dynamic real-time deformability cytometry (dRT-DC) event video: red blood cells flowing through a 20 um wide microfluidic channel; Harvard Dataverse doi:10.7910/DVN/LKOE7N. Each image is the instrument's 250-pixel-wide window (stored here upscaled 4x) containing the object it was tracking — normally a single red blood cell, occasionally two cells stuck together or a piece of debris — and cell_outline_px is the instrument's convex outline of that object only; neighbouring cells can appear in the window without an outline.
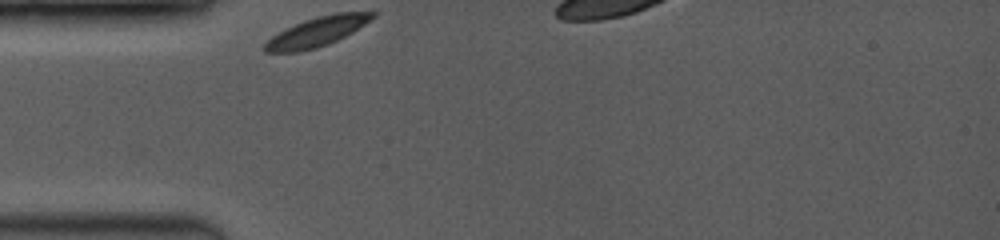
{"species": "common noctule bat (a hibernating species)", "species_latin": "Nyctalus noctula", "temperature_condition": "room temperature", "stored_images_in_passage": 3, "camera_frame_rate_fps": 3500, "um_per_image_px": 0.085, "animal": {"sex": "female", "body_mass_g": 19.0, "forearm_length_mm": 53.3}, "frame": {"image": 1, "passage_image": 1, "time_ms": 0.0, "image_size_px": [1000, 240], "cell_outline_px": [[376, 16], [352, 32], [328, 44], [316, 48], [300, 52], [264, 52], [260, 48], [272, 36], [304, 20], [316, 16], [336, 12], [376, 12]], "centroid_in_image_um": [26.92, 2.7], "position_along_channel_um": 58.1, "area_um2": 18.32}}